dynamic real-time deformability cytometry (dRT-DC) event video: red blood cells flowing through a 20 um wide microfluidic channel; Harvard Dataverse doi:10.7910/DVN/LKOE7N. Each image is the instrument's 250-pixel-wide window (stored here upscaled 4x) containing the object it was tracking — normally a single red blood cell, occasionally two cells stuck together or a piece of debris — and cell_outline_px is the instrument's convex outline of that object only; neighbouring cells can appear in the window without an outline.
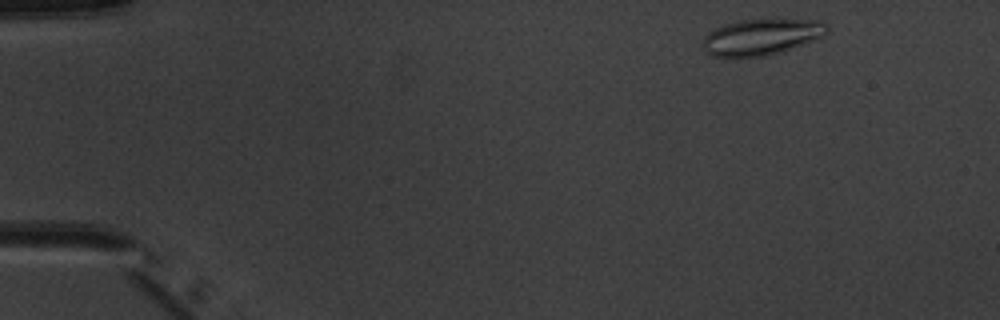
{"species": "common noctule bat (a hibernating species)", "species_latin": "Nyctalus noctula", "temperature_condition": "warm", "stored_images_in_passage": 5, "camera_frame_rate_fps": 3000, "um_per_image_px": 0.085, "animal": {"sex": "male", "body_mass_g": 20.1, "forearm_length_mm": 53.5}, "frame": {"image": 1, "passage_image": 5, "time_ms": 5.0, "image_size_px": [1000, 320], "cell_outline_px": [[828, 32], [824, 36], [792, 48], [768, 56], [712, 56], [704, 52], [704, 36], [708, 32], [724, 24], [740, 20], [764, 16], [820, 20], [828, 24]], "centroid_in_image_um": [64.78, 3.07], "position_along_channel_um": 20.2, "area_um2": 27.05}}